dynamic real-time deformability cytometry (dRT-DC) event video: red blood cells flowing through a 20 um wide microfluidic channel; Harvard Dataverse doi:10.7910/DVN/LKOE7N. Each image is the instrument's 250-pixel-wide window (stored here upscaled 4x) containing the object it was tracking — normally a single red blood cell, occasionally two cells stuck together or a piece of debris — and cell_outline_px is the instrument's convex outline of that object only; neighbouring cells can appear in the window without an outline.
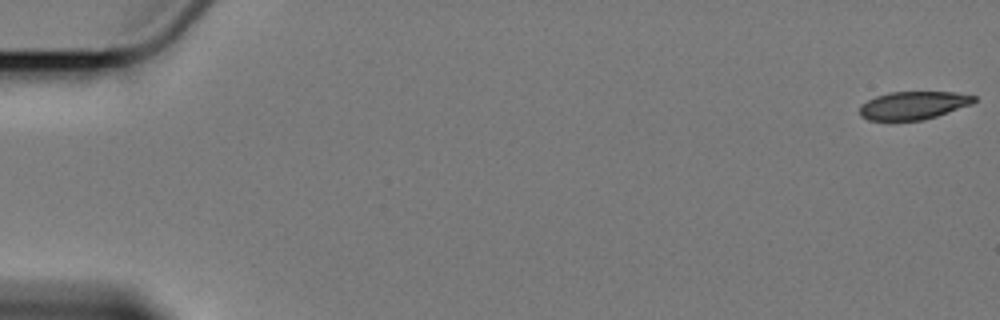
{"species": "Egyptian fruit bat (a non-hibernating species)", "species_latin": "Rousettus aegyptiacus", "temperature_condition": "cold", "stored_images_in_passage": 5, "camera_frame_rate_fps": 3000, "um_per_image_px": 0.085, "animal": {"sex": "female"}, "frame": {"image": 1, "passage_image": 1, "time_ms": 0.0, "image_size_px": [1000, 320], "cell_outline_px": [[976, 100], [972, 104], [924, 120], [868, 120], [860, 116], [860, 104], [876, 96], [888, 92], [956, 92], [976, 96]], "centroid_in_image_um": [77.62, 8.95], "position_along_channel_um": 7.4, "area_um2": 18.67}}